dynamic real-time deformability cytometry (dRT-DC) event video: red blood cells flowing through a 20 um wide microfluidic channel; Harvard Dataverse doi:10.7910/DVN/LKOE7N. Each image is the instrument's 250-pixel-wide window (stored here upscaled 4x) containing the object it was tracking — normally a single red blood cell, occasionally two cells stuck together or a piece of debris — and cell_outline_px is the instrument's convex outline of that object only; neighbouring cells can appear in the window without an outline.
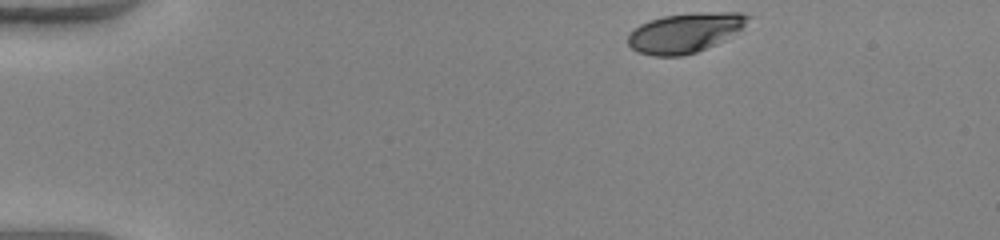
{"species": "human", "species_latin": "Homo sapiens", "temperature_condition": "warm", "stored_images_in_passage": 44, "camera_frame_rate_fps": 3000, "um_per_image_px": 0.085, "donor": {"sex": "female"}, "frame": {"image": 1, "passage_image": 1, "time_ms": 0.0, "image_size_px": [1000, 240], "cell_outline_px": [[752, 16], [740, 28], [712, 44], [696, 52], [680, 56], [656, 56], [636, 52], [628, 44], [628, 32], [640, 24], [648, 20], [664, 16], [696, 12], [740, 12]], "centroid_in_image_um": [58.13, 2.76], "position_along_channel_um": 26.9, "area_um2": 27.22}}
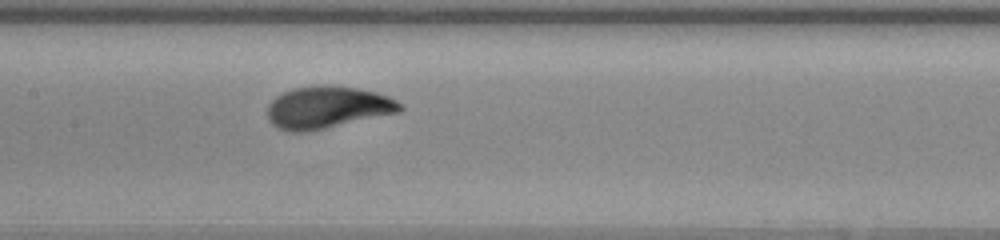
{"frame": {"image": 2, "passage_image": 19, "time_ms": 6.0, "image_size_px": [1000, 240], "cell_outline_px": [[404, 108], [400, 112], [324, 128], [304, 132], [288, 132], [276, 128], [268, 120], [268, 104], [276, 96], [292, 88], [316, 84], [332, 84], [356, 88], [376, 92], [388, 96], [396, 100]], "centroid_in_image_um": [27.8, 9.11], "position_along_channel_um": 179.6, "area_um2": 32.77}}
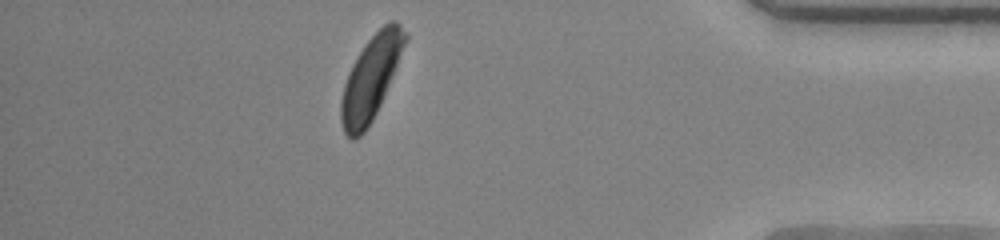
{"frame": {"image": 3, "passage_image": 38, "time_ms": 12.333, "image_size_px": [1000, 240], "cell_outline_px": [[408, 36], [384, 96], [372, 120], [364, 132], [360, 136], [352, 140], [344, 132], [340, 120], [340, 104], [344, 84], [352, 64], [364, 44], [384, 24], [392, 20], [396, 20], [408, 32]], "centroid_in_image_um": [31.51, 6.62], "position_along_channel_um": 403.7, "area_um2": 30.75}, "authors_computed_cell_mechanics": {"area_um2": 31.2987, "velocity_mm_per_s": 4.0876, "shape_relaxation_time_tau1_ms": 3.0516, "shape_relaxation_time_tau2_ms": null, "deformation_change_tau1": 0.1904, "deformation_change_tau2": null}}